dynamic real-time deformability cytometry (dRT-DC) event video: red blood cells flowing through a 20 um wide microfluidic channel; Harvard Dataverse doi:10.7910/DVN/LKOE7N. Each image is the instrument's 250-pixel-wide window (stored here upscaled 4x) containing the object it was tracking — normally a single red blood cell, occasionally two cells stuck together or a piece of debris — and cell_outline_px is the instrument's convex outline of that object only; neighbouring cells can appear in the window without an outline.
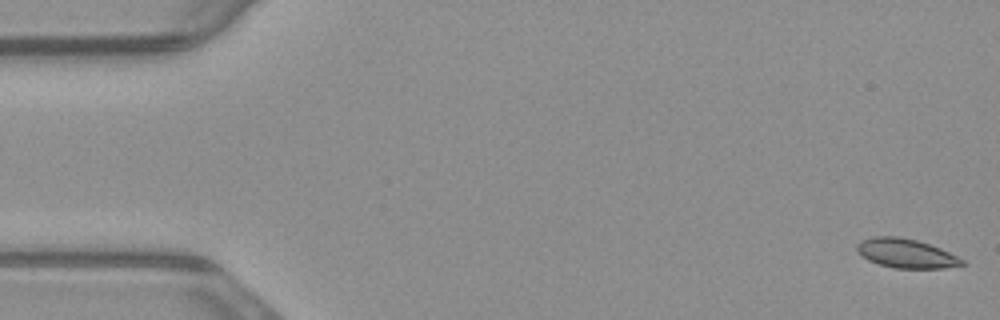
{"species": "common noctule bat (a hibernating species)", "species_latin": "Nyctalus noctula", "temperature_condition": "warm", "stored_images_in_passage": 40, "camera_frame_rate_fps": 3000, "um_per_image_px": 0.085, "animal": {"sex": "male", "body_mass_g": 23.1, "forearm_length_mm": 52.7}, "frame": {"image": 1, "passage_image": 1, "time_ms": 0.0, "image_size_px": [1000, 320], "cell_outline_px": [[964, 264], [944, 268], [892, 268], [868, 260], [856, 248], [856, 244], [860, 240], [872, 236], [896, 236], [916, 240], [940, 248], [964, 260]], "centroid_in_image_um": [76.98, 21.53], "position_along_channel_um": 8.0, "area_um2": 17.63}}
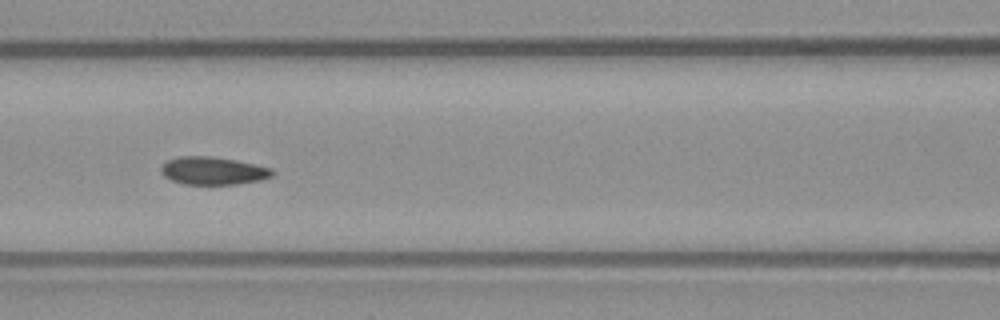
{"frame": {"image": 2, "passage_image": 23, "time_ms": 7.333, "image_size_px": [1000, 320], "cell_outline_px": [[276, 172], [272, 176], [260, 180], [236, 184], [184, 184], [172, 180], [164, 176], [160, 172], [160, 168], [168, 160], [176, 156], [212, 156], [236, 160], [256, 164], [272, 168]], "centroid_in_image_um": [18.12, 14.5], "position_along_channel_um": 148.5, "area_um2": 18.15}}
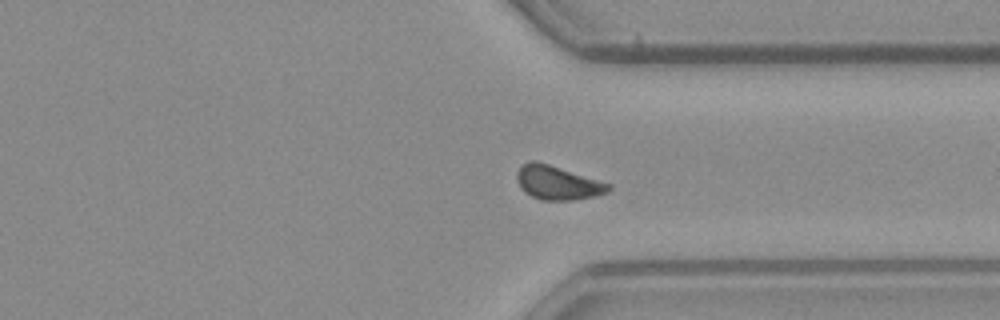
{"frame": {"image": 3, "passage_image": 40, "time_ms": 13.0, "image_size_px": [1000, 320], "cell_outline_px": [[612, 188], [608, 192], [596, 196], [572, 200], [540, 200], [524, 192], [520, 188], [516, 180], [516, 172], [520, 164], [528, 160], [536, 160], [612, 184]], "centroid_in_image_um": [47.36, 15.52], "position_along_channel_um": 364.0, "area_um2": 18.44}}